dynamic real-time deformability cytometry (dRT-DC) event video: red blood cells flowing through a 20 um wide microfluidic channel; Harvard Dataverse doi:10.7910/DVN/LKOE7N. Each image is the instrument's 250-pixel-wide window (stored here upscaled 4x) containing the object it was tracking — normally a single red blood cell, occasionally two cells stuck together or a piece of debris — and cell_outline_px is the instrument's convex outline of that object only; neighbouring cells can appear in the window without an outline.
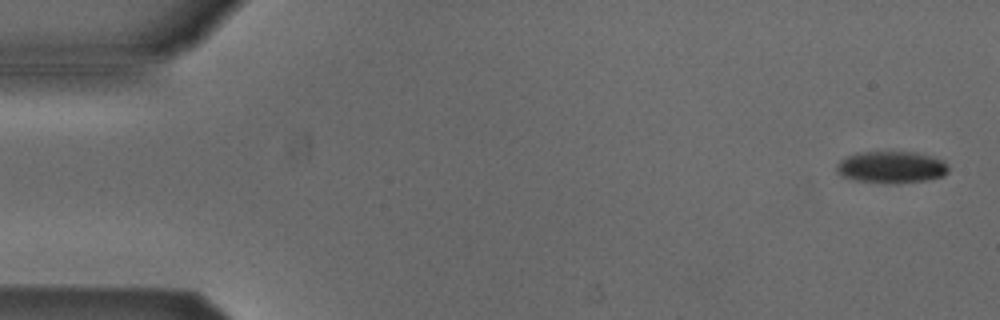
{"species": "Egyptian fruit bat (a non-hibernating species)", "species_latin": "Rousettus aegyptiacus", "temperature_condition": "cold", "stored_images_in_passage": 5, "camera_frame_rate_fps": 3000, "um_per_image_px": 0.085, "animal": {"sex": "male"}, "frame": {"image": 1, "passage_image": 1, "time_ms": 0.0, "image_size_px": [1000, 320], "cell_outline_px": [[948, 172], [944, 176], [924, 180], [896, 184], [856, 180], [840, 176], [836, 172], [836, 164], [840, 160], [856, 152], [916, 152], [944, 160], [948, 168]], "centroid_in_image_um": [75.74, 14.21], "position_along_channel_um": 9.3, "area_um2": 20.87}}
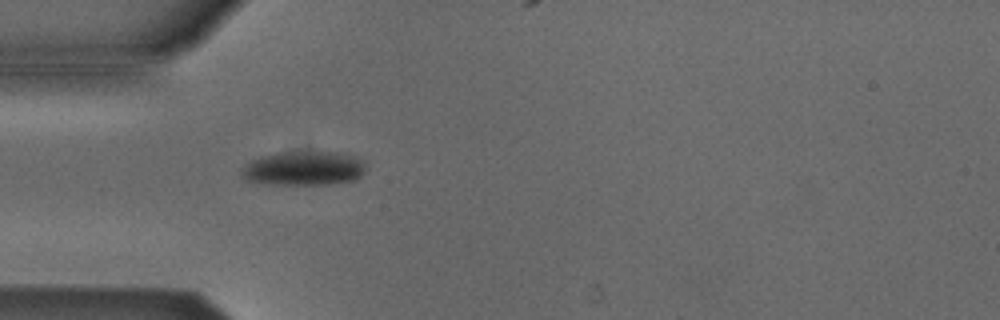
{"frame": {"image": 2, "passage_image": 5, "time_ms": 1.333, "image_size_px": [1000, 320], "cell_outline_px": [[364, 172], [356, 180], [332, 184], [260, 184], [244, 180], [240, 176], [240, 168], [252, 160], [260, 156], [276, 152], [336, 152], [352, 156], [360, 160], [364, 164]], "centroid_in_image_um": [25.73, 14.32], "position_along_channel_um": 59.3, "area_um2": 24.97}}